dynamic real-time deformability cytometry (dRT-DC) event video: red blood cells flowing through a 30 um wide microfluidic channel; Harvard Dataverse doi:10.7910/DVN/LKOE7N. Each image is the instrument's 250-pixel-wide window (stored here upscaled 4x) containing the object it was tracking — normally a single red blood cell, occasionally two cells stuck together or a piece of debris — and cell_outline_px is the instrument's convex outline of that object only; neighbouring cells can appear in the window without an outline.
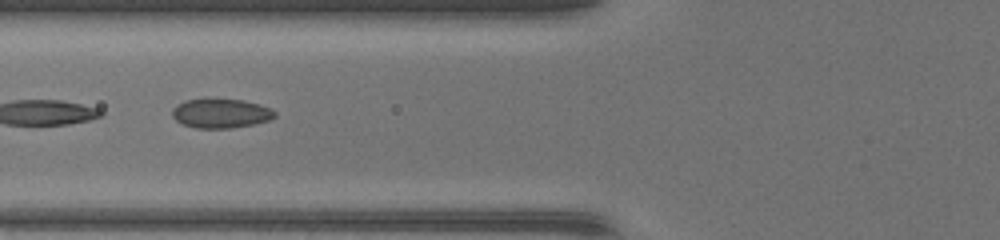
{"species": "common noctule bat (a hibernating species)", "species_latin": "Nyctalus noctula", "temperature_condition": "warm", "stored_images_in_passage": 37, "camera_frame_rate_fps": 3000, "um_per_image_px": 0.085, "animal": {"sex": "female", "body_mass_g": 17.0, "forearm_length_mm": 48.0}, "frame": {"image": 1, "passage_image": 10, "time_ms": 3.0, "image_size_px": [1000, 240], "cell_outline_px": [[276, 116], [268, 120], [252, 124], [228, 128], [196, 128], [184, 124], [176, 120], [172, 116], [172, 108], [176, 104], [184, 100], [204, 96], [208, 96], [244, 100], [260, 104], [272, 108], [276, 112]], "centroid_in_image_um": [18.73, 9.57], "position_along_channel_um": 107.1, "area_um2": 18.21}}
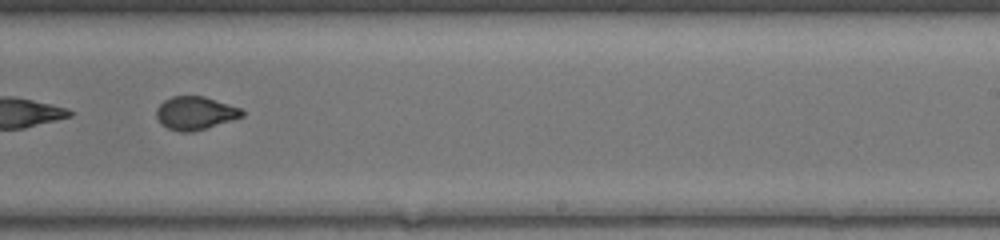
{"frame": {"image": 2, "passage_image": 21, "time_ms": 6.667, "image_size_px": [1000, 240], "cell_outline_px": [[244, 116], [192, 132], [180, 132], [168, 128], [160, 124], [156, 116], [156, 108], [164, 100], [172, 96], [204, 96], [240, 108], [244, 112]], "centroid_in_image_um": [16.56, 9.61], "position_along_channel_um": 272.4, "area_um2": 16.47}}
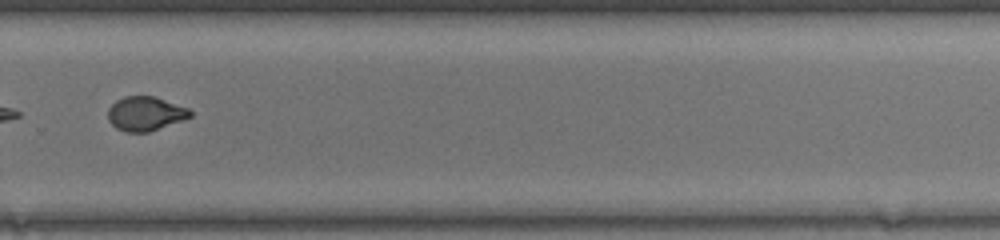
{"frame": {"image": 3, "passage_image": 24, "time_ms": 7.667, "image_size_px": [1000, 240], "cell_outline_px": [[192, 116], [184, 120], [148, 132], [124, 132], [116, 128], [108, 120], [108, 108], [116, 100], [124, 96], [156, 96], [188, 108], [192, 112]], "centroid_in_image_um": [12.36, 9.65], "position_along_channel_um": 317.4, "area_um2": 16.53}}